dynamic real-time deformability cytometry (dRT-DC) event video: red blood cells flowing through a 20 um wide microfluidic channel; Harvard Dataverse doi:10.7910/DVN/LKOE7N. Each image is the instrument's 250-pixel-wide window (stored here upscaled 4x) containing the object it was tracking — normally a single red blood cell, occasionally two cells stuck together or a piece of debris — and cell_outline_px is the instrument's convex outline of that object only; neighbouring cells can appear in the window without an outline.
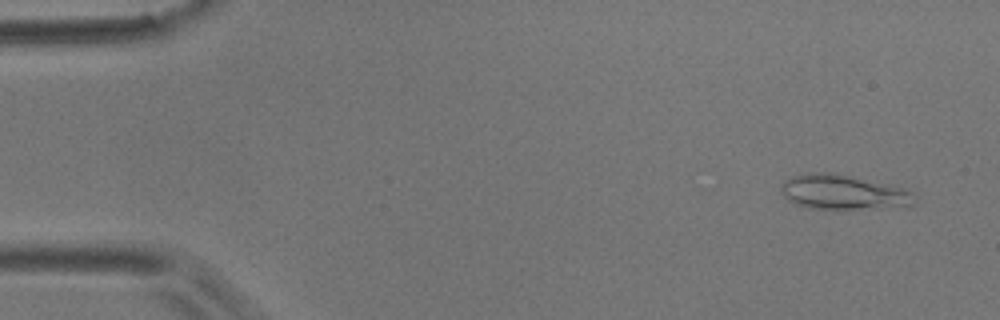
{"species": "common noctule bat (a hibernating species)", "species_latin": "Nyctalus noctula", "temperature_condition": "room temperature", "stored_images_in_passage": 56, "camera_frame_rate_fps": 3000, "um_per_image_px": 0.085, "animal": {"sex": "male", "body_mass_g": 17.9}, "frame": {"image": 1, "passage_image": 3, "time_ms": 0.667, "image_size_px": [1000, 320], "cell_outline_px": [[916, 200], [912, 204], [876, 208], [836, 212], [832, 212], [808, 208], [796, 204], [788, 200], [780, 192], [780, 184], [784, 180], [792, 176], [816, 172], [824, 172], [848, 176], [888, 184], [904, 188], [912, 192]], "centroid_in_image_um": [71.6, 16.38], "position_along_channel_um": 13.4, "area_um2": 27.51}}
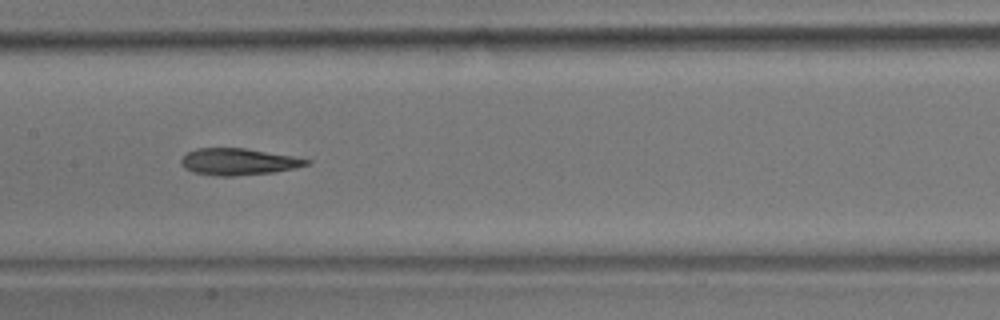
{"frame": {"image": 2, "passage_image": 27, "time_ms": 8.667, "image_size_px": [1000, 320], "cell_outline_px": [[312, 164], [272, 172], [236, 176], [216, 176], [192, 172], [184, 168], [180, 164], [180, 160], [188, 152], [196, 148], [244, 148], [292, 156], [312, 160]], "centroid_in_image_um": [20.23, 13.75], "position_along_channel_um": 187.2, "area_um2": 19.48}}
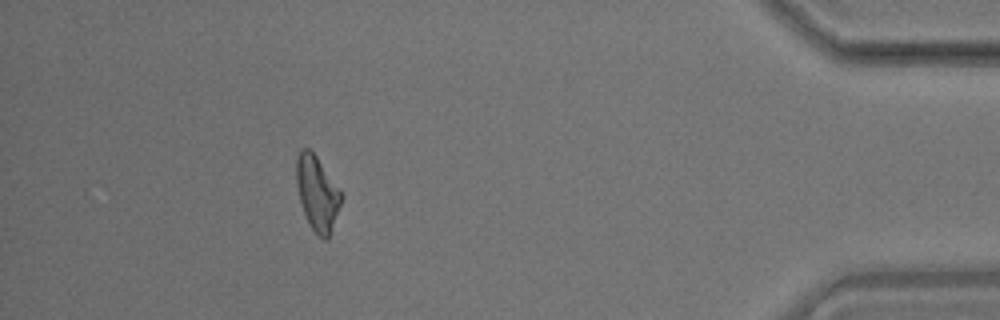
{"frame": {"image": 3, "passage_image": 50, "time_ms": 16.333, "image_size_px": [1000, 320], "cell_outline_px": [[344, 196], [328, 240], [324, 240], [316, 236], [308, 224], [300, 200], [296, 184], [296, 156], [300, 148], [308, 148], [316, 156], [340, 188]], "centroid_in_image_um": [26.97, 16.45], "position_along_channel_um": 408.2, "area_um2": 19.88}, "authors_computed_cell_mechanics": {"area_um2": 19.9121, "velocity_mm_per_s": 3.5627, "shape_relaxation_time_tau1_ms": null, "shape_relaxation_time_tau2_ms": 6.0003, "deformation_change_tau1": null, "deformation_change_tau2": 0.1755}}